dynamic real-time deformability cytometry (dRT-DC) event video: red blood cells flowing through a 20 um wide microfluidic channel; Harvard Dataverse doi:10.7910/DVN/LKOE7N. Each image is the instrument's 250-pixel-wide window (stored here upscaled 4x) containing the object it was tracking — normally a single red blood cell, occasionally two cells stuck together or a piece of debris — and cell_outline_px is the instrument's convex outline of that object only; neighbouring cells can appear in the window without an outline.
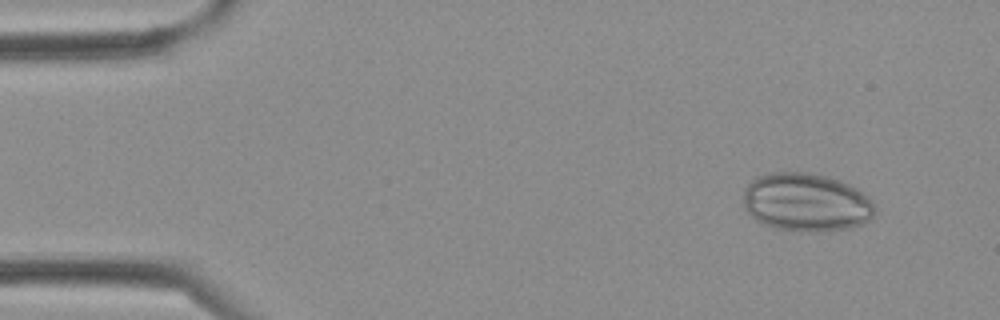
{"species": "Egyptian fruit bat (a non-hibernating species)", "species_latin": "Rousettus aegyptiacus", "temperature_condition": "cold", "stored_images_in_passage": 2, "camera_frame_rate_fps": 3000, "um_per_image_px": 0.085, "frame": {"image": 1, "passage_image": 2, "time_ms": 0.333, "image_size_px": [1000, 320], "cell_outline_px": [[876, 212], [868, 220], [852, 228], [824, 232], [808, 232], [776, 228], [764, 224], [756, 220], [744, 208], [744, 188], [756, 176], [768, 172], [808, 172], [840, 180], [856, 188], [868, 196], [872, 200], [876, 208]], "centroid_in_image_um": [68.53, 17.2], "position_along_channel_um": 16.5, "area_um2": 45.08}}